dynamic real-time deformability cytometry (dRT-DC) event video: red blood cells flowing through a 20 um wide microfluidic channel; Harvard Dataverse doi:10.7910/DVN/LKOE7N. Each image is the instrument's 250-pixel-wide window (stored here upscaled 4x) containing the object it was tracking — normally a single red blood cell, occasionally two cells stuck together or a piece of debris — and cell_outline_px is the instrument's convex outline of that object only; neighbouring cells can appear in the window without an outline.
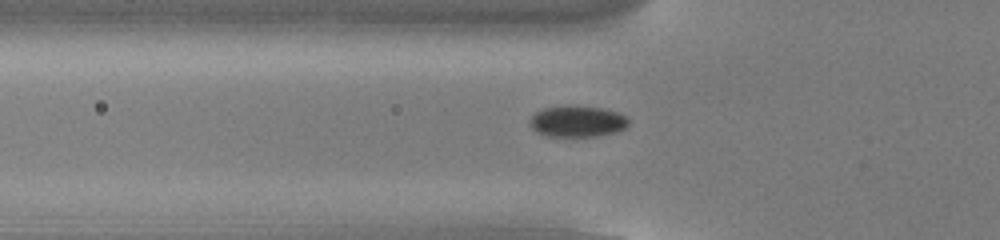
{"species": "common noctule bat (a hibernating species)", "species_latin": "Nyctalus noctula", "temperature_condition": "cold", "stored_images_in_passage": 54, "camera_frame_rate_fps": 3000, "um_per_image_px": 0.085, "animal": {"sex": "male", "body_mass_g": 13.0, "forearm_length_mm": 53.1}, "frame": {"image": 1, "passage_image": 19, "time_ms": 6.0, "image_size_px": [1000, 240], "cell_outline_px": [[628, 124], [624, 128], [616, 132], [596, 136], [544, 136], [536, 132], [528, 124], [528, 120], [536, 112], [544, 108], [604, 108], [616, 112], [624, 116], [628, 120]], "centroid_in_image_um": [49.03, 10.36], "position_along_channel_um": 76.8, "area_um2": 17.34}}
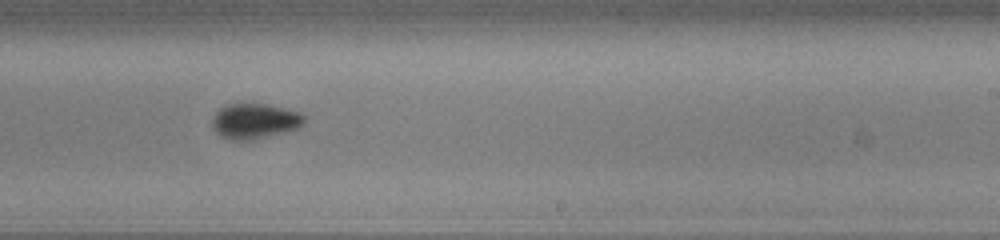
{"frame": {"image": 2, "passage_image": 34, "time_ms": 11.0, "image_size_px": [1000, 240], "cell_outline_px": [[304, 124], [296, 128], [284, 132], [252, 140], [228, 140], [220, 136], [212, 128], [212, 120], [216, 112], [224, 104], [268, 104], [300, 112], [304, 116]], "centroid_in_image_um": [21.62, 10.29], "position_along_channel_um": 267.4, "area_um2": 18.96}}
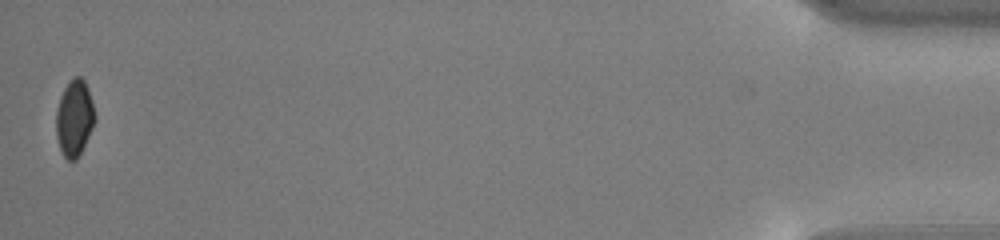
{"frame": {"image": 3, "passage_image": 54, "time_ms": 17.667, "image_size_px": [1000, 240], "cell_outline_px": [[96, 120], [76, 160], [68, 160], [64, 156], [60, 148], [56, 136], [56, 112], [60, 96], [64, 88], [76, 76], [80, 76], [84, 80], [92, 100], [96, 116]], "centroid_in_image_um": [6.32, 10.03], "position_along_channel_um": 428.9, "area_um2": 16.99}, "authors_computed_cell_mechanics": {"area_um2": 18.1492, "velocity_mm_per_s": 3.8109, "shape_relaxation_time_tau1_ms": 1.3669, "shape_relaxation_time_tau2_ms": null, "deformation_change_tau1": 0.069, "deformation_change_tau2": null}}